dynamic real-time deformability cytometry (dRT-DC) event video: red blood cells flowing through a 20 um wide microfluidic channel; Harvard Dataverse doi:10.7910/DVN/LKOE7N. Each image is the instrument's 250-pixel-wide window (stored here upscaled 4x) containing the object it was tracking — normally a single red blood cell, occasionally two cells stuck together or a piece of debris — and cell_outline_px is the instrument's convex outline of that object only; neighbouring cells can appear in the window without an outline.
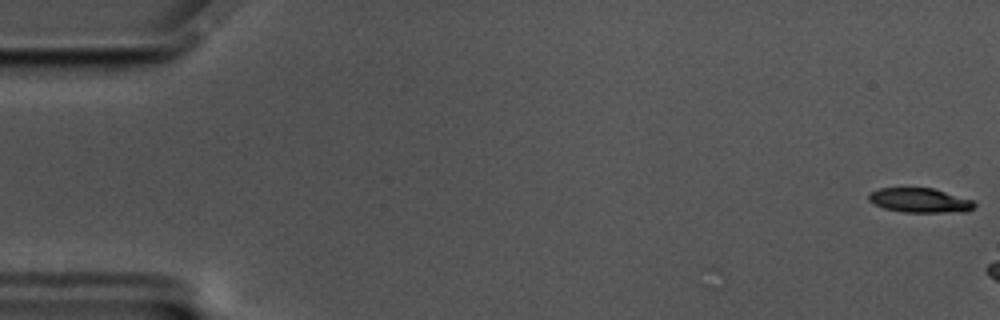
{"species": "common noctule bat (a hibernating species)", "species_latin": "Nyctalus noctula", "temperature_condition": "cold", "stored_images_in_passage": 7, "camera_frame_rate_fps": 3000, "um_per_image_px": 0.085, "animal": {"sex": "male", "body_mass_g": 17.5, "forearm_length_mm": 52.3}, "frame": {"image": 1, "passage_image": 1, "time_ms": 0.0, "image_size_px": [1000, 320], "cell_outline_px": [[976, 208], [964, 212], [904, 212], [884, 208], [868, 200], [868, 196], [872, 192], [880, 188], [932, 188], [972, 200], [976, 204]], "centroid_in_image_um": [78.22, 17.04], "position_along_channel_um": 6.8, "area_um2": 14.91}}